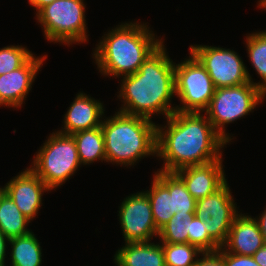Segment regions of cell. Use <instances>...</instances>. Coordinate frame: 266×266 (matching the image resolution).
I'll return each mask as SVG.
<instances>
[{
  "instance_id": "6da1fadb",
  "label": "cell",
  "mask_w": 266,
  "mask_h": 266,
  "mask_svg": "<svg viewBox=\"0 0 266 266\" xmlns=\"http://www.w3.org/2000/svg\"><path fill=\"white\" fill-rule=\"evenodd\" d=\"M166 122L164 128L157 124L156 157L165 161L160 171L174 173L222 158L221 149L228 142L206 115L175 111Z\"/></svg>"
},
{
  "instance_id": "7a4b0ae2",
  "label": "cell",
  "mask_w": 266,
  "mask_h": 266,
  "mask_svg": "<svg viewBox=\"0 0 266 266\" xmlns=\"http://www.w3.org/2000/svg\"><path fill=\"white\" fill-rule=\"evenodd\" d=\"M122 78L117 96L123 104L118 111L150 120L152 115L162 114L167 118L176 111L171 104L175 95V63L163 43L136 73Z\"/></svg>"
},
{
  "instance_id": "3957f363",
  "label": "cell",
  "mask_w": 266,
  "mask_h": 266,
  "mask_svg": "<svg viewBox=\"0 0 266 266\" xmlns=\"http://www.w3.org/2000/svg\"><path fill=\"white\" fill-rule=\"evenodd\" d=\"M162 43L144 22L121 23L102 36L92 55L102 75L123 77L136 73Z\"/></svg>"
},
{
  "instance_id": "277c9868",
  "label": "cell",
  "mask_w": 266,
  "mask_h": 266,
  "mask_svg": "<svg viewBox=\"0 0 266 266\" xmlns=\"http://www.w3.org/2000/svg\"><path fill=\"white\" fill-rule=\"evenodd\" d=\"M106 162L132 166L156 155L157 125L150 119L117 111L102 120Z\"/></svg>"
},
{
  "instance_id": "5b68a950",
  "label": "cell",
  "mask_w": 266,
  "mask_h": 266,
  "mask_svg": "<svg viewBox=\"0 0 266 266\" xmlns=\"http://www.w3.org/2000/svg\"><path fill=\"white\" fill-rule=\"evenodd\" d=\"M36 153L29 168L51 190L63 185L81 165L73 136L58 131L52 132Z\"/></svg>"
},
{
  "instance_id": "8992f818",
  "label": "cell",
  "mask_w": 266,
  "mask_h": 266,
  "mask_svg": "<svg viewBox=\"0 0 266 266\" xmlns=\"http://www.w3.org/2000/svg\"><path fill=\"white\" fill-rule=\"evenodd\" d=\"M85 6L84 0H54L43 7L36 19L43 26L45 39L67 46L87 42Z\"/></svg>"
},
{
  "instance_id": "52a82bcc",
  "label": "cell",
  "mask_w": 266,
  "mask_h": 266,
  "mask_svg": "<svg viewBox=\"0 0 266 266\" xmlns=\"http://www.w3.org/2000/svg\"><path fill=\"white\" fill-rule=\"evenodd\" d=\"M266 95L251 82L238 86L215 88L208 108L204 111L213 128L229 143L226 125L248 115L260 105Z\"/></svg>"
},
{
  "instance_id": "ba28073f",
  "label": "cell",
  "mask_w": 266,
  "mask_h": 266,
  "mask_svg": "<svg viewBox=\"0 0 266 266\" xmlns=\"http://www.w3.org/2000/svg\"><path fill=\"white\" fill-rule=\"evenodd\" d=\"M189 58L175 63V95L181 105L179 112L203 113L209 106L215 87L207 70L190 52Z\"/></svg>"
},
{
  "instance_id": "9c48e42d",
  "label": "cell",
  "mask_w": 266,
  "mask_h": 266,
  "mask_svg": "<svg viewBox=\"0 0 266 266\" xmlns=\"http://www.w3.org/2000/svg\"><path fill=\"white\" fill-rule=\"evenodd\" d=\"M190 51L204 66L215 88L238 86L253 79L237 52L209 45H190Z\"/></svg>"
},
{
  "instance_id": "30bf717a",
  "label": "cell",
  "mask_w": 266,
  "mask_h": 266,
  "mask_svg": "<svg viewBox=\"0 0 266 266\" xmlns=\"http://www.w3.org/2000/svg\"><path fill=\"white\" fill-rule=\"evenodd\" d=\"M228 182L207 197L197 200L194 215L205 221L208 234L222 246L234 219L240 214Z\"/></svg>"
},
{
  "instance_id": "8fae6325",
  "label": "cell",
  "mask_w": 266,
  "mask_h": 266,
  "mask_svg": "<svg viewBox=\"0 0 266 266\" xmlns=\"http://www.w3.org/2000/svg\"><path fill=\"white\" fill-rule=\"evenodd\" d=\"M119 222L125 243L150 242L159 236L147 194L143 191L126 198L119 206Z\"/></svg>"
},
{
  "instance_id": "7c38bea8",
  "label": "cell",
  "mask_w": 266,
  "mask_h": 266,
  "mask_svg": "<svg viewBox=\"0 0 266 266\" xmlns=\"http://www.w3.org/2000/svg\"><path fill=\"white\" fill-rule=\"evenodd\" d=\"M33 54L21 67L0 75V106L20 108L32 88L47 55Z\"/></svg>"
},
{
  "instance_id": "4fadbf2b",
  "label": "cell",
  "mask_w": 266,
  "mask_h": 266,
  "mask_svg": "<svg viewBox=\"0 0 266 266\" xmlns=\"http://www.w3.org/2000/svg\"><path fill=\"white\" fill-rule=\"evenodd\" d=\"M4 187L6 194L31 221L38 214L44 192L51 191L44 181L28 167L8 181Z\"/></svg>"
},
{
  "instance_id": "5bb4252c",
  "label": "cell",
  "mask_w": 266,
  "mask_h": 266,
  "mask_svg": "<svg viewBox=\"0 0 266 266\" xmlns=\"http://www.w3.org/2000/svg\"><path fill=\"white\" fill-rule=\"evenodd\" d=\"M222 158L212 162L189 166L174 172L197 201L220 189L226 182Z\"/></svg>"
},
{
  "instance_id": "9a60e30c",
  "label": "cell",
  "mask_w": 266,
  "mask_h": 266,
  "mask_svg": "<svg viewBox=\"0 0 266 266\" xmlns=\"http://www.w3.org/2000/svg\"><path fill=\"white\" fill-rule=\"evenodd\" d=\"M104 111L105 108L101 101L79 92L64 115V127L57 131L72 135L78 131L99 127L102 123L101 119H104L102 118Z\"/></svg>"
},
{
  "instance_id": "2e32d148",
  "label": "cell",
  "mask_w": 266,
  "mask_h": 266,
  "mask_svg": "<svg viewBox=\"0 0 266 266\" xmlns=\"http://www.w3.org/2000/svg\"><path fill=\"white\" fill-rule=\"evenodd\" d=\"M264 244V238L254 217L240 213L234 219L222 247L230 253L253 256Z\"/></svg>"
},
{
  "instance_id": "e0dca14e",
  "label": "cell",
  "mask_w": 266,
  "mask_h": 266,
  "mask_svg": "<svg viewBox=\"0 0 266 266\" xmlns=\"http://www.w3.org/2000/svg\"><path fill=\"white\" fill-rule=\"evenodd\" d=\"M114 263L117 266H166L161 242L125 243L116 251Z\"/></svg>"
},
{
  "instance_id": "ac0fdd59",
  "label": "cell",
  "mask_w": 266,
  "mask_h": 266,
  "mask_svg": "<svg viewBox=\"0 0 266 266\" xmlns=\"http://www.w3.org/2000/svg\"><path fill=\"white\" fill-rule=\"evenodd\" d=\"M151 184V188L144 192L150 200L156 227L160 230L173 216L172 196L169 193V172L157 170Z\"/></svg>"
},
{
  "instance_id": "d6986e66",
  "label": "cell",
  "mask_w": 266,
  "mask_h": 266,
  "mask_svg": "<svg viewBox=\"0 0 266 266\" xmlns=\"http://www.w3.org/2000/svg\"><path fill=\"white\" fill-rule=\"evenodd\" d=\"M81 165H90L94 161H106L104 135L101 126L82 130L72 134Z\"/></svg>"
},
{
  "instance_id": "ffe728a7",
  "label": "cell",
  "mask_w": 266,
  "mask_h": 266,
  "mask_svg": "<svg viewBox=\"0 0 266 266\" xmlns=\"http://www.w3.org/2000/svg\"><path fill=\"white\" fill-rule=\"evenodd\" d=\"M10 266H41L42 248L33 232L9 239Z\"/></svg>"
},
{
  "instance_id": "44dd1931",
  "label": "cell",
  "mask_w": 266,
  "mask_h": 266,
  "mask_svg": "<svg viewBox=\"0 0 266 266\" xmlns=\"http://www.w3.org/2000/svg\"><path fill=\"white\" fill-rule=\"evenodd\" d=\"M30 222L6 194L0 203V231L8 239L26 235L32 232L27 228Z\"/></svg>"
},
{
  "instance_id": "7402d4cb",
  "label": "cell",
  "mask_w": 266,
  "mask_h": 266,
  "mask_svg": "<svg viewBox=\"0 0 266 266\" xmlns=\"http://www.w3.org/2000/svg\"><path fill=\"white\" fill-rule=\"evenodd\" d=\"M246 48L249 60L261 78L254 85L266 95V32L258 31L247 35Z\"/></svg>"
},
{
  "instance_id": "603a6c76",
  "label": "cell",
  "mask_w": 266,
  "mask_h": 266,
  "mask_svg": "<svg viewBox=\"0 0 266 266\" xmlns=\"http://www.w3.org/2000/svg\"><path fill=\"white\" fill-rule=\"evenodd\" d=\"M194 213L174 214L170 220L160 229L161 243H188V232Z\"/></svg>"
},
{
  "instance_id": "cb8c5ba5",
  "label": "cell",
  "mask_w": 266,
  "mask_h": 266,
  "mask_svg": "<svg viewBox=\"0 0 266 266\" xmlns=\"http://www.w3.org/2000/svg\"><path fill=\"white\" fill-rule=\"evenodd\" d=\"M166 266H193L202 251L189 243H161Z\"/></svg>"
},
{
  "instance_id": "d4e9b609",
  "label": "cell",
  "mask_w": 266,
  "mask_h": 266,
  "mask_svg": "<svg viewBox=\"0 0 266 266\" xmlns=\"http://www.w3.org/2000/svg\"><path fill=\"white\" fill-rule=\"evenodd\" d=\"M169 193L172 196V211L174 215L195 213L196 200L187 191L183 181L172 172H169Z\"/></svg>"
},
{
  "instance_id": "484cf974",
  "label": "cell",
  "mask_w": 266,
  "mask_h": 266,
  "mask_svg": "<svg viewBox=\"0 0 266 266\" xmlns=\"http://www.w3.org/2000/svg\"><path fill=\"white\" fill-rule=\"evenodd\" d=\"M33 53L26 47L10 45L0 48V75L21 67Z\"/></svg>"
},
{
  "instance_id": "4316f807",
  "label": "cell",
  "mask_w": 266,
  "mask_h": 266,
  "mask_svg": "<svg viewBox=\"0 0 266 266\" xmlns=\"http://www.w3.org/2000/svg\"><path fill=\"white\" fill-rule=\"evenodd\" d=\"M188 243L197 246L202 252L217 251L221 246L208 234L205 221L196 217L191 219Z\"/></svg>"
},
{
  "instance_id": "83f0119b",
  "label": "cell",
  "mask_w": 266,
  "mask_h": 266,
  "mask_svg": "<svg viewBox=\"0 0 266 266\" xmlns=\"http://www.w3.org/2000/svg\"><path fill=\"white\" fill-rule=\"evenodd\" d=\"M201 256L193 266H226L222 246L217 251H204Z\"/></svg>"
},
{
  "instance_id": "f1b7e54d",
  "label": "cell",
  "mask_w": 266,
  "mask_h": 266,
  "mask_svg": "<svg viewBox=\"0 0 266 266\" xmlns=\"http://www.w3.org/2000/svg\"><path fill=\"white\" fill-rule=\"evenodd\" d=\"M224 259L226 266H259L253 256L237 255L227 252L224 249Z\"/></svg>"
},
{
  "instance_id": "f546056e",
  "label": "cell",
  "mask_w": 266,
  "mask_h": 266,
  "mask_svg": "<svg viewBox=\"0 0 266 266\" xmlns=\"http://www.w3.org/2000/svg\"><path fill=\"white\" fill-rule=\"evenodd\" d=\"M9 239L0 231V266H5L6 247Z\"/></svg>"
},
{
  "instance_id": "4dcf8cb0",
  "label": "cell",
  "mask_w": 266,
  "mask_h": 266,
  "mask_svg": "<svg viewBox=\"0 0 266 266\" xmlns=\"http://www.w3.org/2000/svg\"><path fill=\"white\" fill-rule=\"evenodd\" d=\"M253 258L259 266H266V243L253 254Z\"/></svg>"
},
{
  "instance_id": "1f68e13d",
  "label": "cell",
  "mask_w": 266,
  "mask_h": 266,
  "mask_svg": "<svg viewBox=\"0 0 266 266\" xmlns=\"http://www.w3.org/2000/svg\"><path fill=\"white\" fill-rule=\"evenodd\" d=\"M254 219L258 223L259 229L264 238V242L266 243V209L264 210L262 215L259 216V218L255 217Z\"/></svg>"
},
{
  "instance_id": "d6a6232c",
  "label": "cell",
  "mask_w": 266,
  "mask_h": 266,
  "mask_svg": "<svg viewBox=\"0 0 266 266\" xmlns=\"http://www.w3.org/2000/svg\"><path fill=\"white\" fill-rule=\"evenodd\" d=\"M54 0H28L29 4L36 10V14L45 6L51 4Z\"/></svg>"
},
{
  "instance_id": "836d02e7",
  "label": "cell",
  "mask_w": 266,
  "mask_h": 266,
  "mask_svg": "<svg viewBox=\"0 0 266 266\" xmlns=\"http://www.w3.org/2000/svg\"><path fill=\"white\" fill-rule=\"evenodd\" d=\"M6 195L5 187H0V203L2 201V198Z\"/></svg>"
},
{
  "instance_id": "e575fe53",
  "label": "cell",
  "mask_w": 266,
  "mask_h": 266,
  "mask_svg": "<svg viewBox=\"0 0 266 266\" xmlns=\"http://www.w3.org/2000/svg\"><path fill=\"white\" fill-rule=\"evenodd\" d=\"M259 3H258V6L257 7H260V8H265V10H266V0H260V1H258Z\"/></svg>"
}]
</instances>
